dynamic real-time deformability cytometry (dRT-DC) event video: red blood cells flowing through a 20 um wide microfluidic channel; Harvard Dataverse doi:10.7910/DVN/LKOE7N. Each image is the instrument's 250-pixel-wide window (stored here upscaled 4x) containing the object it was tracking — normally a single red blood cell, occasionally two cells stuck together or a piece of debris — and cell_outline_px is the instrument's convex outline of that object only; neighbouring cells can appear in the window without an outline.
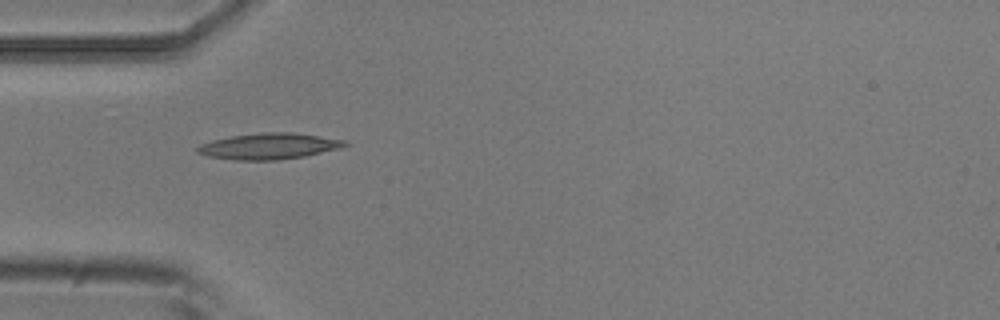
{"species": "common noctule bat (a hibernating species)", "species_latin": "Nyctalus noctula", "temperature_condition": "room temperature", "stored_images_in_passage": 3, "camera_frame_rate_fps": 3000, "um_per_image_px": 0.085, "animal": {"sex": "male", "body_mass_g": 20.5, "forearm_length_mm": 52.5}, "frame": {"image": 1, "passage_image": 2, "time_ms": 0.333, "image_size_px": [1000, 320], "cell_outline_px": [[348, 144], [340, 148], [304, 156], [276, 160], [232, 160], [208, 156], [196, 152], [196, 148], [200, 144], [212, 140], [232, 136], [264, 132], [292, 132], [348, 140]], "centroid_in_image_um": [22.86, 12.42], "position_along_channel_um": 62.1, "area_um2": 22.37}}
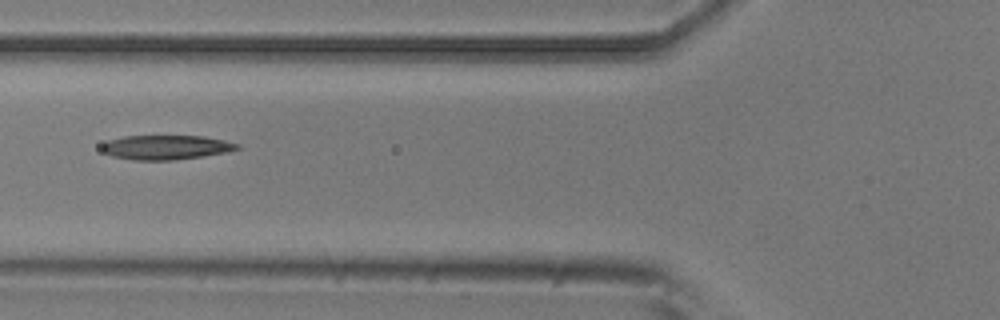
{"frame": {"image": 2, "passage_image": 3, "time_ms": 0.667, "image_size_px": [1000, 320], "cell_outline_px": [[240, 148], [224, 152], [200, 156], [172, 160], [132, 160], [112, 156], [104, 152], [100, 148], [100, 144], [108, 140], [124, 136], [204, 136], [224, 140], [240, 144]], "centroid_in_image_um": [14.05, 12.51], "position_along_channel_um": 111.8, "area_um2": 19.19}}